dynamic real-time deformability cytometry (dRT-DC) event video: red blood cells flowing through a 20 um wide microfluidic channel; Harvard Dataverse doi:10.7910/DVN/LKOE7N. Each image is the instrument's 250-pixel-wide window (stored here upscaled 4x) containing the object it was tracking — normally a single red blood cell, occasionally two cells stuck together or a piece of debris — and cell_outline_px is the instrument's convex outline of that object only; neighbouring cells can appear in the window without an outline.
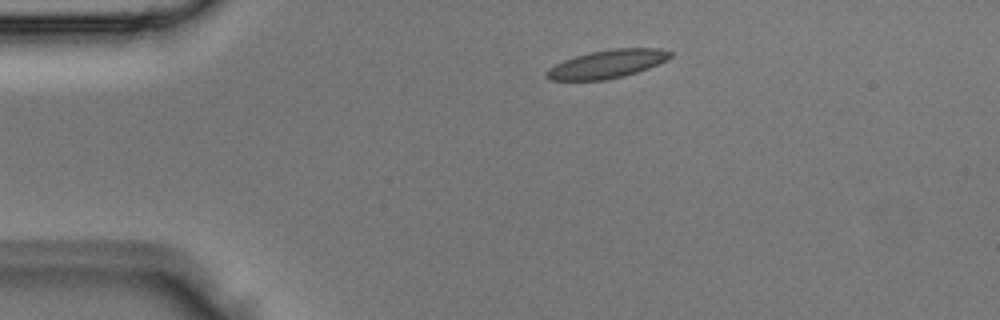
{"species": "Egyptian fruit bat (a non-hibernating species)", "species_latin": "Rousettus aegyptiacus", "temperature_condition": "room temperature", "stored_images_in_passage": 2, "camera_frame_rate_fps": 3000, "um_per_image_px": 0.085, "animal": {"sex": "male"}, "frame": {"image": 1, "passage_image": 1, "time_ms": 0.0, "image_size_px": [1000, 320], "cell_outline_px": [[672, 56], [668, 60], [648, 68], [624, 76], [608, 80], [548, 80], [544, 76], [544, 72], [548, 68], [564, 60], [576, 56], [592, 52], [612, 48], [660, 48], [672, 52]], "centroid_in_image_um": [51.61, 5.44], "position_along_channel_um": 33.4, "area_um2": 20.46}}